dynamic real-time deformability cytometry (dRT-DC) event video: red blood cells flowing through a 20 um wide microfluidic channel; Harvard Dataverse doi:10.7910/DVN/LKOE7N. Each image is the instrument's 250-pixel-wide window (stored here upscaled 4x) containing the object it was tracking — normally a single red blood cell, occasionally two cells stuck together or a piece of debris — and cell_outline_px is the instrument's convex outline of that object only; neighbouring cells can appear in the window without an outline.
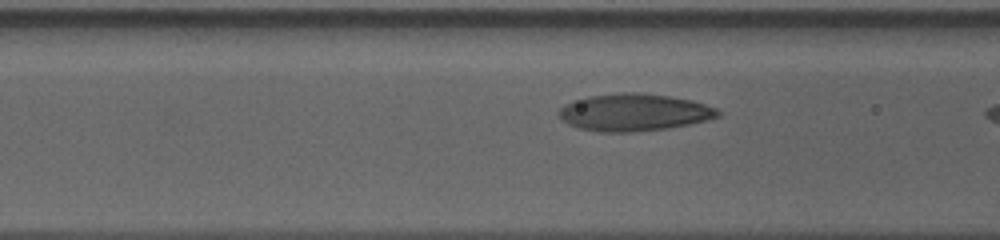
{"species": "human", "species_latin": "Homo sapiens", "temperature_condition": "cold", "stored_images_in_passage": 17, "camera_frame_rate_fps": 3000, "um_per_image_px": 0.085, "donor": {"sex": "male"}, "frame": {"image": 1, "passage_image": 15, "time_ms": 4.667, "image_size_px": [1000, 240], "cell_outline_px": [[720, 116], [708, 120], [668, 128], [632, 132], [596, 132], [580, 128], [568, 124], [560, 120], [556, 112], [564, 104], [572, 100], [588, 96], [620, 92], [640, 92], [668, 96], [692, 100], [716, 108], [720, 112]], "centroid_in_image_um": [53.83, 9.55], "position_along_channel_um": 112.8, "area_um2": 34.85}}